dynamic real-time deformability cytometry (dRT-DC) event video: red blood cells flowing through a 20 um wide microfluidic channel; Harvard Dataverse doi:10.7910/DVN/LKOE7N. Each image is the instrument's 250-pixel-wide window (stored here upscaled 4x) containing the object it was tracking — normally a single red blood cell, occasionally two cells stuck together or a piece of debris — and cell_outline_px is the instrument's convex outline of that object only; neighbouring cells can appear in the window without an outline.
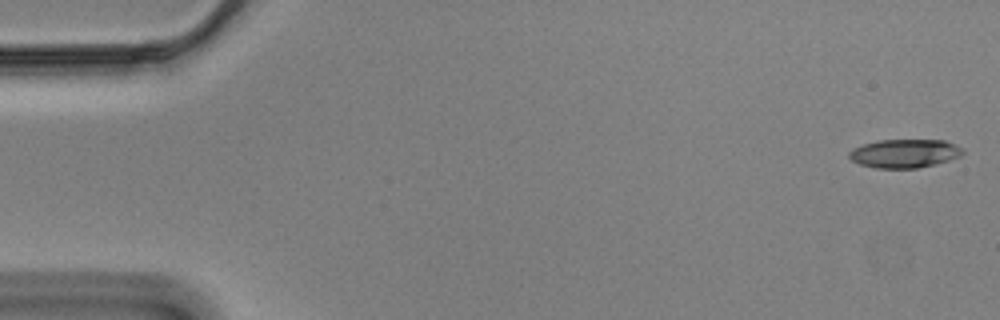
{"species": "Egyptian fruit bat (a non-hibernating species)", "species_latin": "Rousettus aegyptiacus", "temperature_condition": "cold", "stored_images_in_passage": 58, "camera_frame_rate_fps": 3000, "um_per_image_px": 0.085, "animal": {"sex": "male"}, "frame": {"image": 1, "passage_image": 1, "time_ms": 0.0, "image_size_px": [1000, 320], "cell_outline_px": [[964, 152], [960, 156], [936, 164], [916, 168], [876, 168], [860, 164], [852, 160], [848, 156], [848, 152], [852, 148], [864, 144], [880, 140], [944, 140], [956, 144], [964, 148]], "centroid_in_image_um": [76.9, 13.04], "position_along_channel_um": 8.1, "area_um2": 18.96}}
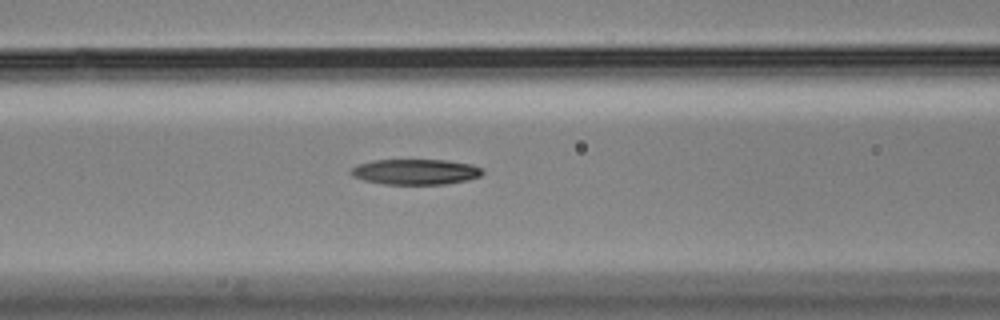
{"frame": {"image": 2, "passage_image": 23, "time_ms": 7.333, "image_size_px": [1000, 320], "cell_outline_px": [[484, 172], [480, 176], [468, 180], [444, 184], [384, 184], [364, 180], [352, 176], [348, 172], [356, 164], [372, 160], [448, 160], [472, 164], [484, 168]], "centroid_in_image_um": [35.32, 14.6], "position_along_channel_um": 131.3, "area_um2": 19.77}}
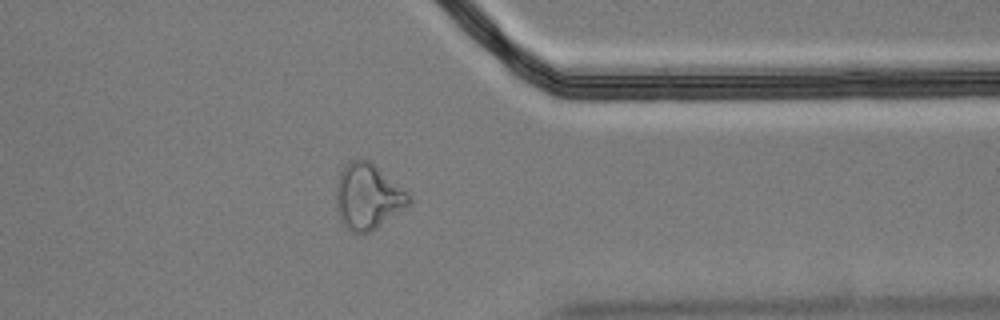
{"frame": {"image": 3, "passage_image": 45, "time_ms": 14.667, "image_size_px": [1000, 320], "cell_outline_px": [[412, 200], [408, 204], [376, 228], [368, 232], [352, 232], [344, 224], [336, 208], [336, 184], [340, 168], [352, 160], [368, 160], [408, 192], [412, 196]], "centroid_in_image_um": [31.24, 16.68], "position_along_channel_um": 380.2, "area_um2": 27.28}}